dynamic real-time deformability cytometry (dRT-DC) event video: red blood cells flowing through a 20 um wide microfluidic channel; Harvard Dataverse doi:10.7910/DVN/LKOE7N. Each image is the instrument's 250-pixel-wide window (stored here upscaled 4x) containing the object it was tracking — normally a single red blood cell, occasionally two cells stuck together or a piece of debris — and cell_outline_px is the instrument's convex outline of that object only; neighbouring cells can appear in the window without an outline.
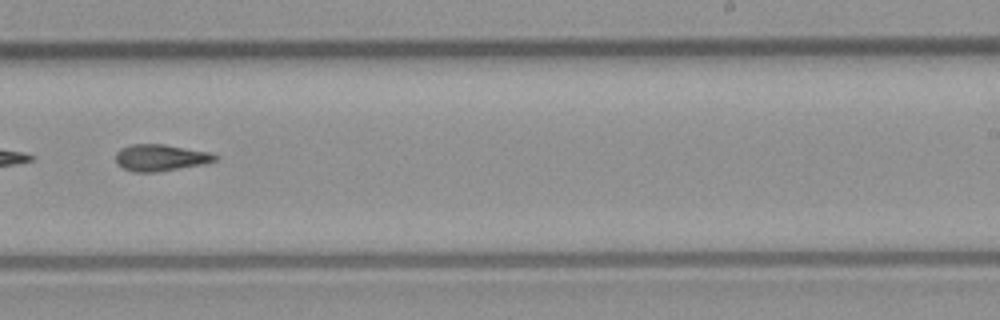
{"species": "common noctule bat (a hibernating species)", "species_latin": "Nyctalus noctula", "temperature_condition": "room temperature", "stored_images_in_passage": 31, "camera_frame_rate_fps": 3000, "um_per_image_px": 0.085, "animal": {"sex": "male", "body_mass_g": 23.1, "forearm_length_mm": 52.7}, "frame": {"image": 1, "passage_image": 18, "time_ms": 5.667, "image_size_px": [1000, 320], "cell_outline_px": [[220, 156], [216, 160], [204, 164], [156, 172], [136, 172], [124, 168], [116, 164], [116, 152], [120, 148], [132, 144], [164, 144], [212, 152]], "centroid_in_image_um": [13.67, 13.39], "position_along_channel_um": 275.3, "area_um2": 15.55}}